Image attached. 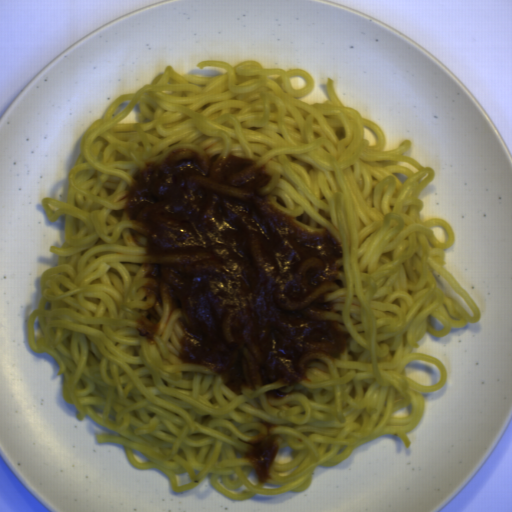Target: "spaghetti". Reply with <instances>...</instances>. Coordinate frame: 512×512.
<instances>
[{"label": "spaghetti", "mask_w": 512, "mask_h": 512, "mask_svg": "<svg viewBox=\"0 0 512 512\" xmlns=\"http://www.w3.org/2000/svg\"><path fill=\"white\" fill-rule=\"evenodd\" d=\"M221 75L179 74L165 66L150 82L119 95L89 124L66 175L65 198L42 197L50 222L64 215L63 246H49L55 267L38 281L26 324L34 353L63 374L61 396L77 421L86 416L117 435L97 445L123 446L132 467L159 470L176 493L210 486L229 499L303 492L317 467H334L383 435L409 432L423 419L425 394L447 382L444 363L413 352L428 331L442 337L481 320L474 299L446 268L456 239L448 221H423L419 198L435 170L412 157L410 139L385 150L374 121L346 106L327 79L325 103L300 101L314 88L303 69L264 68L246 60ZM173 147L233 151L267 164L273 204L309 228L342 241L345 287L332 299L352 334L341 360L309 369L311 383H273L241 395L208 369L177 358L174 312L148 344L133 328L147 302L144 250L116 202L134 172ZM287 386L301 391L267 399ZM278 424L279 451L261 482L244 453L260 421Z\"/></svg>", "instance_id": "c7327b10"}]
</instances>
